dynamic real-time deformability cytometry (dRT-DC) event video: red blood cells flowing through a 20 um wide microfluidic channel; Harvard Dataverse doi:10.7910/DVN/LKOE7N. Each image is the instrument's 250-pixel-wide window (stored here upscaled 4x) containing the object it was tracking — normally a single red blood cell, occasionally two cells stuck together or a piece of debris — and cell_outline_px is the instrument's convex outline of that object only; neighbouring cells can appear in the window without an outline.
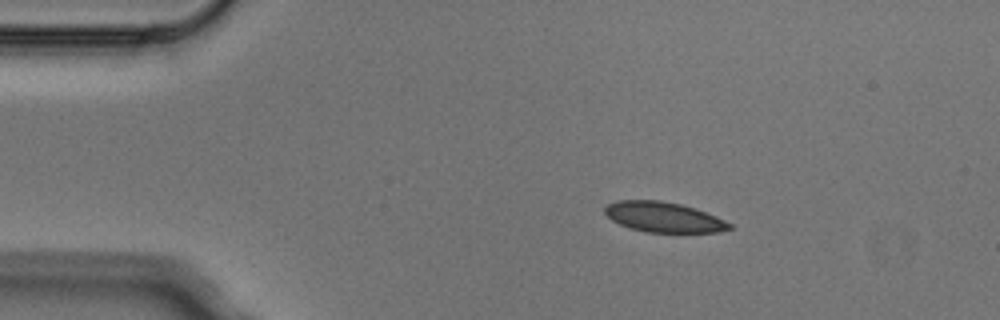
{"species": "Egyptian fruit bat (a non-hibernating species)", "species_latin": "Rousettus aegyptiacus", "temperature_condition": "cold", "stored_images_in_passage": 7, "camera_frame_rate_fps": 3000, "um_per_image_px": 0.085, "animal": {"sex": "male"}, "frame": {"image": 1, "passage_image": 1, "time_ms": 0.0, "image_size_px": [1000, 320], "cell_outline_px": [[732, 228], [720, 232], [648, 232], [632, 228], [620, 224], [612, 220], [604, 212], [604, 208], [608, 204], [616, 200], [660, 200], [680, 204], [696, 208], [716, 216], [732, 224]], "centroid_in_image_um": [56.42, 18.44], "position_along_channel_um": 28.6, "area_um2": 21.85}}
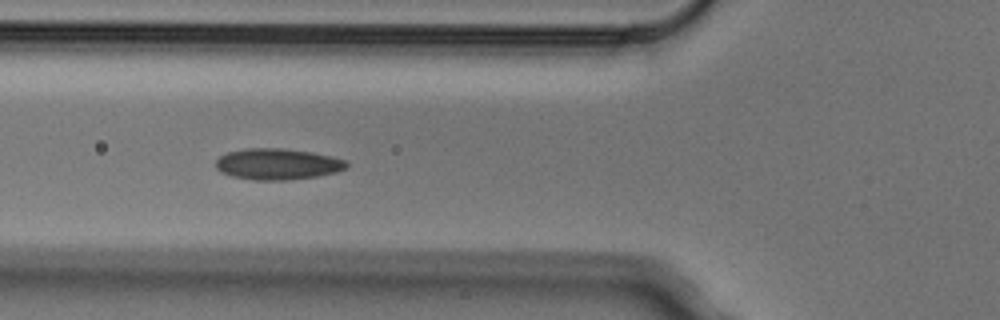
{"frame": {"image": 2, "passage_image": 4, "time_ms": 1.0, "image_size_px": [1000, 320], "cell_outline_px": [[348, 164], [344, 168], [336, 172], [316, 176], [284, 180], [252, 180], [232, 176], [220, 172], [216, 168], [216, 160], [220, 156], [228, 152], [244, 148], [284, 148], [312, 152], [332, 156], [348, 160]], "centroid_in_image_um": [23.58, 13.94], "position_along_channel_um": 102.2, "area_um2": 23.81}}
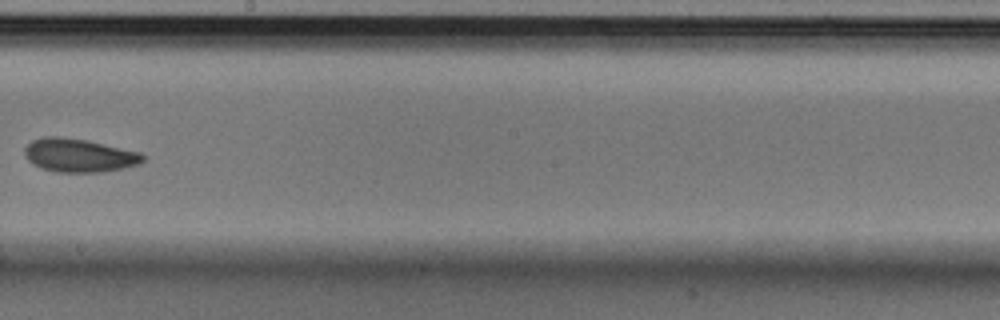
{"frame": {"image": 3, "passage_image": 7, "time_ms": 2.0, "image_size_px": [1000, 320], "cell_outline_px": [[144, 160], [140, 164], [124, 168], [104, 172], [56, 172], [40, 168], [32, 164], [24, 156], [24, 148], [32, 140], [44, 136], [60, 136], [88, 140], [140, 152], [144, 156]], "centroid_in_image_um": [6.7, 13.2], "position_along_channel_um": 241.5, "area_um2": 23.35}}